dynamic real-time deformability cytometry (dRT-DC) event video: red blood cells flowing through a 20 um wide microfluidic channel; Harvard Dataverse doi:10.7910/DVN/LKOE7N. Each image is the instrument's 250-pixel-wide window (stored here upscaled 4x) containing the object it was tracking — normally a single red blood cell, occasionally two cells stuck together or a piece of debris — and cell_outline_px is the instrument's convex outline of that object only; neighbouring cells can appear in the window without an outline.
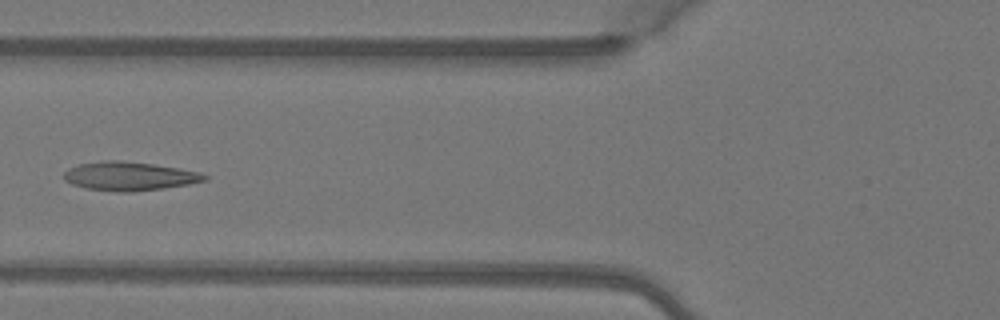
{"species": "Egyptian fruit bat (a non-hibernating species)", "species_latin": "Rousettus aegyptiacus", "temperature_condition": "warm", "stored_images_in_passage": 6, "camera_frame_rate_fps": 3000, "um_per_image_px": 0.085, "animal": {"sex": "female"}, "frame": {"image": 1, "passage_image": 5, "time_ms": 1.333, "image_size_px": [1000, 320], "cell_outline_px": [[208, 180], [188, 184], [164, 188], [132, 192], [116, 192], [84, 188], [72, 184], [64, 180], [64, 172], [68, 168], [76, 164], [100, 160], [120, 160], [152, 164], [180, 168], [200, 172], [208, 176]], "centroid_in_image_um": [10.97, 14.97], "position_along_channel_um": 114.8, "area_um2": 23.87}}
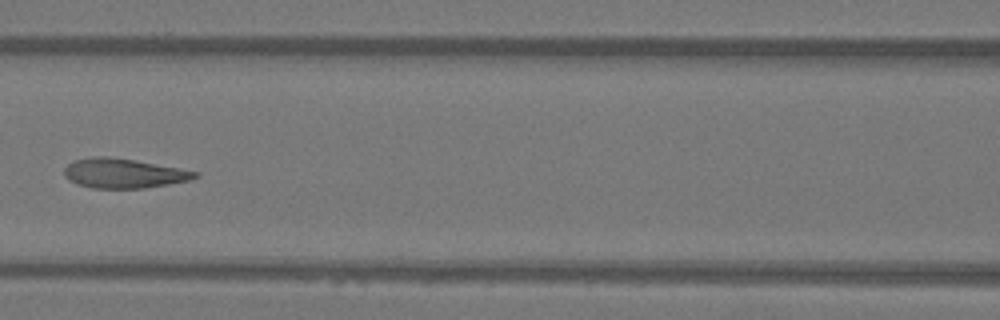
{"frame": {"image": 2, "passage_image": 6, "time_ms": 1.667, "image_size_px": [1000, 320], "cell_outline_px": [[200, 176], [192, 180], [144, 188], [92, 188], [76, 184], [68, 180], [64, 176], [64, 168], [72, 160], [92, 156], [108, 156], [136, 160], [180, 168], [200, 172]], "centroid_in_image_um": [10.5, 14.72], "position_along_channel_um": 156.1, "area_um2": 22.89}}